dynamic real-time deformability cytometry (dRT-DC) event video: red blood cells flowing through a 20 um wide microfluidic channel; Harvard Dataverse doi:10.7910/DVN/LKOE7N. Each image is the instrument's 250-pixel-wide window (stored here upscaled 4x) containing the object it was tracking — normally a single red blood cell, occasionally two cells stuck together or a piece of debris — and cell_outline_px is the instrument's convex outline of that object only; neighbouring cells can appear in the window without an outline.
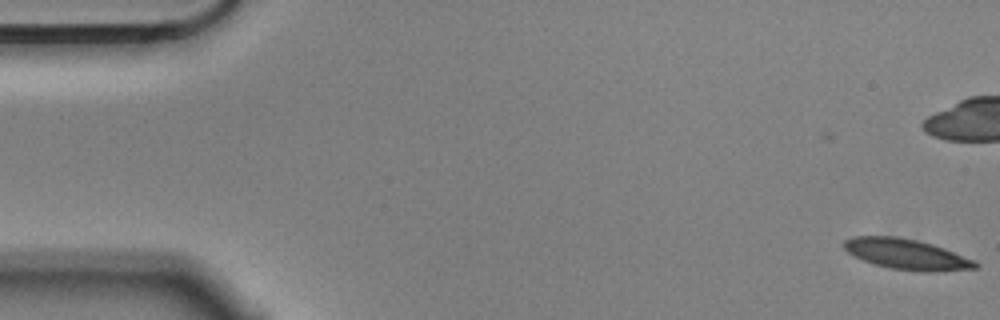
{"species": "Egyptian fruit bat (a non-hibernating species)", "species_latin": "Rousettus aegyptiacus", "temperature_condition": "cold", "stored_images_in_passage": 57, "camera_frame_rate_fps": 3000, "um_per_image_px": 0.085, "animal": {"sex": "male"}, "frame": {"image": 1, "passage_image": 1, "time_ms": 0.0, "image_size_px": [1000, 320], "cell_outline_px": [[980, 264], [976, 268], [932, 272], [920, 272], [892, 268], [876, 264], [864, 260], [848, 252], [844, 248], [844, 240], [852, 236], [900, 236], [932, 244], [944, 248], [976, 260]], "centroid_in_image_um": [77.1, 21.6], "position_along_channel_um": 7.9, "area_um2": 23.29}}
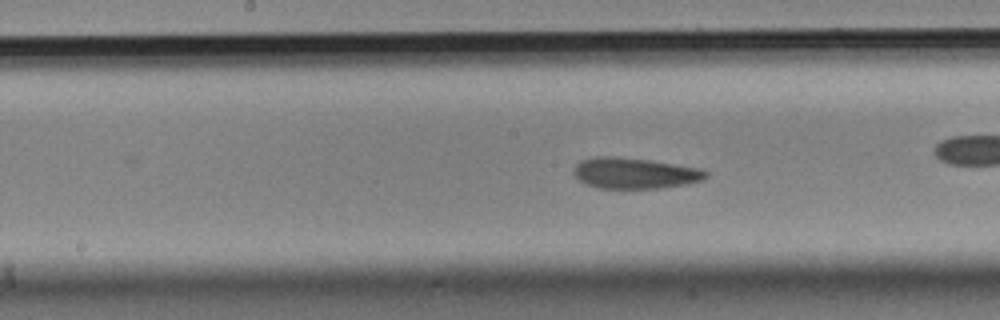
{"frame": {"image": 2, "passage_image": 28, "time_ms": 9.0, "image_size_px": [1000, 320], "cell_outline_px": [[708, 176], [704, 180], [684, 184], [660, 188], [600, 188], [584, 184], [572, 172], [576, 164], [580, 160], [596, 156], [616, 156], [652, 160], [700, 168], [708, 172]], "centroid_in_image_um": [53.94, 14.71], "position_along_channel_um": 194.3, "area_um2": 23.99}}
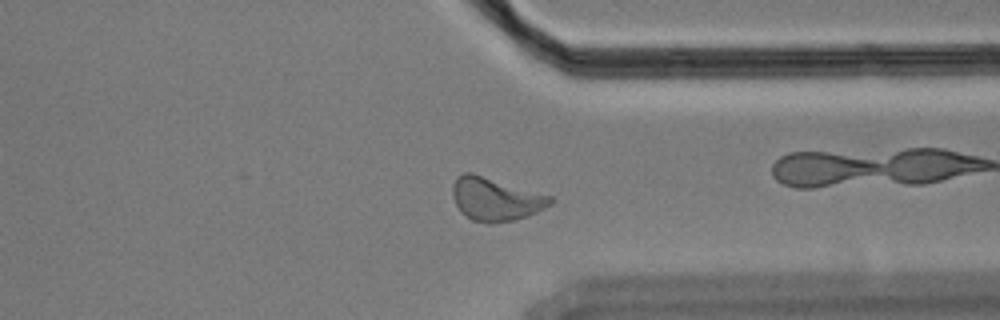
{"frame": {"image": 3, "passage_image": 43, "time_ms": 14.0, "image_size_px": [1000, 320], "cell_outline_px": [[556, 200], [552, 204], [528, 216], [512, 220], [488, 224], [472, 220], [460, 212], [452, 196], [452, 188], [456, 176], [464, 172], [472, 172], [552, 196]], "centroid_in_image_um": [42.11, 16.92], "position_along_channel_um": 369.3, "area_um2": 24.8}, "authors_computed_cell_mechanics": {"area_um2": 23.9292, "velocity_mm_per_s": 3.5327, "shape_relaxation_time_tau1_ms": 7.8541, "shape_relaxation_time_tau2_ms": 4.0399, "deformation_change_tau1": 0.1509, "deformation_change_tau2": 0.1158}}